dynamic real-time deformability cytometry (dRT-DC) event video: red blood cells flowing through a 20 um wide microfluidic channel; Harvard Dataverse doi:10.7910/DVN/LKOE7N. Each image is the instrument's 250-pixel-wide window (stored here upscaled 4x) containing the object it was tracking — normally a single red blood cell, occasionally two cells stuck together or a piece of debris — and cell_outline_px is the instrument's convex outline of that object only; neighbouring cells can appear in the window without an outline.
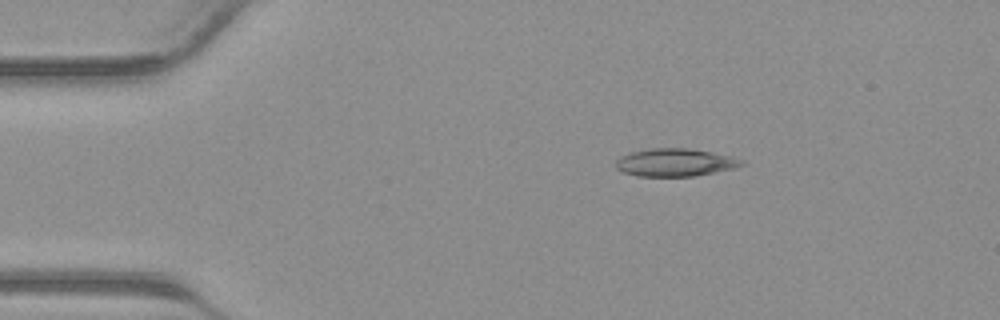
{"species": "common noctule bat (a hibernating species)", "species_latin": "Nyctalus noctula", "temperature_condition": "warm", "stored_images_in_passage": 41, "camera_frame_rate_fps": 3000, "um_per_image_px": 0.085, "animal": {"sex": "male", "body_mass_g": 23.1, "forearm_length_mm": 52.7}, "frame": {"image": 1, "passage_image": 7, "time_ms": 2.0, "image_size_px": [1000, 320], "cell_outline_px": [[744, 164], [732, 168], [696, 176], [636, 176], [624, 172], [616, 168], [616, 160], [620, 156], [632, 152], [652, 148], [688, 148], [712, 152], [732, 156], [744, 160]], "centroid_in_image_um": [57.38, 13.8], "position_along_channel_um": 27.6, "area_um2": 20.29}}
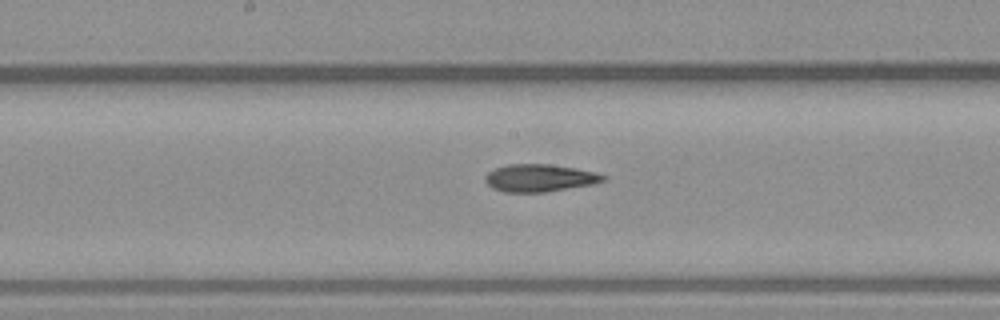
{"frame": {"image": 2, "passage_image": 21, "time_ms": 6.667, "image_size_px": [1000, 320], "cell_outline_px": [[608, 180], [592, 184], [544, 192], [504, 192], [492, 188], [484, 180], [484, 176], [488, 172], [496, 168], [508, 164], [548, 164], [576, 168], [596, 172], [608, 176]], "centroid_in_image_um": [45.88, 15.12], "position_along_channel_um": 202.3, "area_um2": 18.96}}
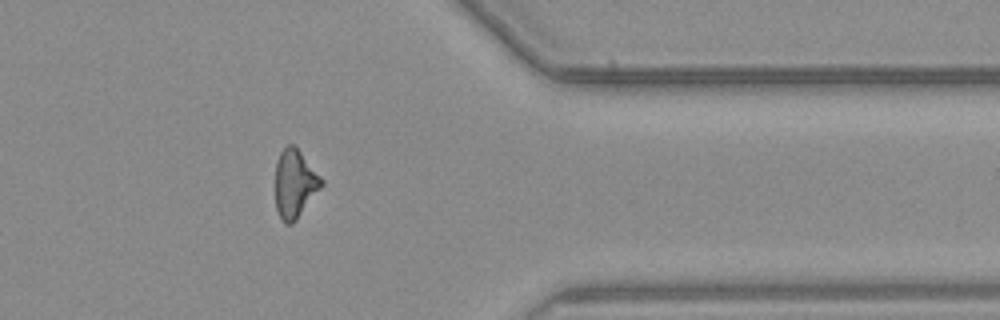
{"frame": {"image": 3, "passage_image": 33, "time_ms": 10.667, "image_size_px": [1000, 320], "cell_outline_px": [[324, 184], [296, 220], [292, 224], [284, 224], [276, 208], [276, 164], [280, 152], [288, 144], [292, 144], [300, 152], [324, 180]], "centroid_in_image_um": [25.06, 15.64], "position_along_channel_um": 386.3, "area_um2": 18.09}}